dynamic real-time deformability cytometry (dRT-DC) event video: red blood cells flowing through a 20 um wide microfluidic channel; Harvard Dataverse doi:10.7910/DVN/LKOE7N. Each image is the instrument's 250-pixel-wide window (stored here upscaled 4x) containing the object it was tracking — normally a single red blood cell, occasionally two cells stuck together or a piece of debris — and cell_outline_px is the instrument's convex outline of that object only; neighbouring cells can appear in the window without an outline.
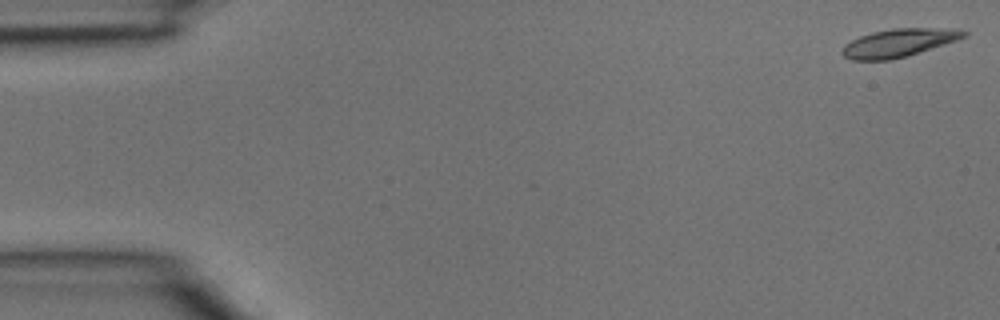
{"species": "common noctule bat (a hibernating species)", "species_latin": "Nyctalus noctula", "temperature_condition": "room temperature", "stored_images_in_passage": 3, "camera_frame_rate_fps": 3000, "um_per_image_px": 0.085, "animal": {"sex": "male", "body_mass_g": 15.6}, "frame": {"image": 1, "passage_image": 1, "time_ms": 0.0, "image_size_px": [1000, 320], "cell_outline_px": [[968, 36], [944, 44], [904, 56], [888, 60], [852, 60], [844, 56], [840, 52], [844, 44], [860, 36], [872, 32], [892, 28], [960, 28], [968, 32]], "centroid_in_image_um": [76.39, 3.62], "position_along_channel_um": 8.6, "area_um2": 19.83}}
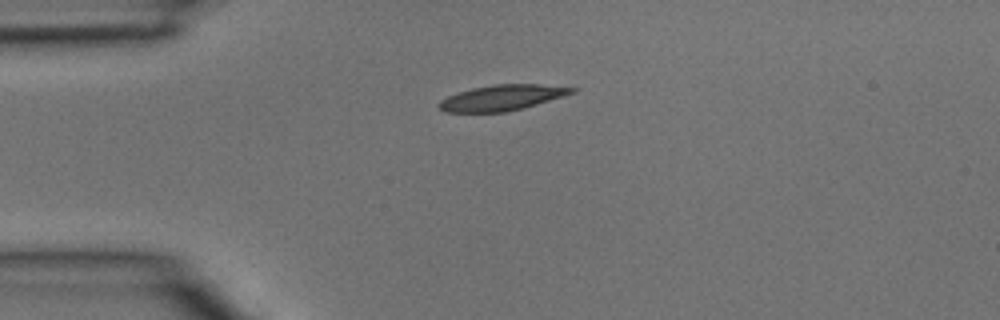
{"frame": {"image": 2, "passage_image": 3, "time_ms": 0.667, "image_size_px": [1000, 320], "cell_outline_px": [[580, 88], [576, 92], [564, 96], [524, 108], [504, 112], [444, 112], [436, 104], [440, 100], [448, 96], [472, 88], [496, 84], [536, 84]], "centroid_in_image_um": [42.7, 8.3], "position_along_channel_um": 42.3, "area_um2": 19.83}}